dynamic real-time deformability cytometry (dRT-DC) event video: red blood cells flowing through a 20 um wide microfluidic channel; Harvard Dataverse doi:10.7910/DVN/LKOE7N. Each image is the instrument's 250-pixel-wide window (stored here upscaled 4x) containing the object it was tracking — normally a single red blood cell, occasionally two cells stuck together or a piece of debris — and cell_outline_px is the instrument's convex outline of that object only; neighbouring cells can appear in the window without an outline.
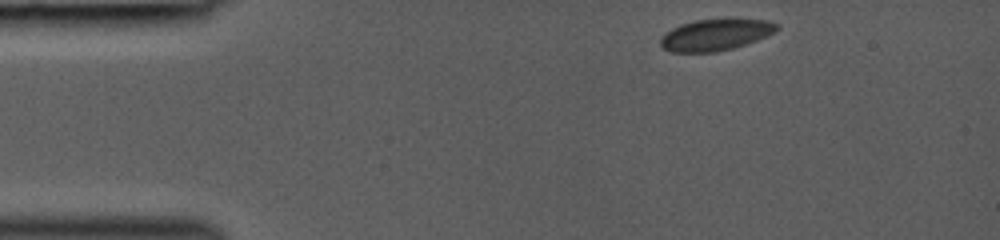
{"species": "common noctule bat (a hibernating species)", "species_latin": "Nyctalus noctula", "temperature_condition": "room temperature", "stored_images_in_passage": 34, "camera_frame_rate_fps": 3000, "um_per_image_px": 0.085, "animal": {"sex": "female", "body_mass_g": 19.0, "forearm_length_mm": 53.3}, "frame": {"image": 1, "passage_image": 1, "time_ms": 0.0, "image_size_px": [1000, 240], "cell_outline_px": [[780, 28], [756, 40], [732, 48], [716, 52], [672, 52], [664, 48], [660, 44], [660, 40], [664, 32], [680, 24], [696, 20], [724, 16], [768, 20], [780, 24]], "centroid_in_image_um": [60.83, 2.9], "position_along_channel_um": 24.2, "area_um2": 21.96}}
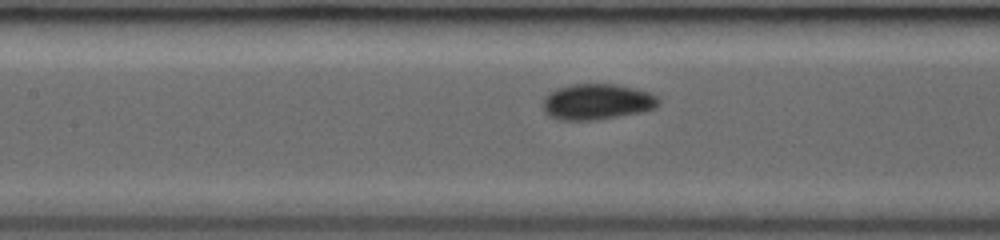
{"frame": {"image": 2, "passage_image": 15, "time_ms": 4.667, "image_size_px": [1000, 240], "cell_outline_px": [[660, 104], [656, 108], [640, 112], [620, 116], [596, 120], [556, 120], [548, 116], [544, 112], [540, 104], [544, 96], [556, 88], [572, 84], [612, 84], [632, 88], [648, 92], [656, 96], [660, 100]], "centroid_in_image_um": [50.67, 8.66], "position_along_channel_um": 156.7, "area_um2": 24.45}}
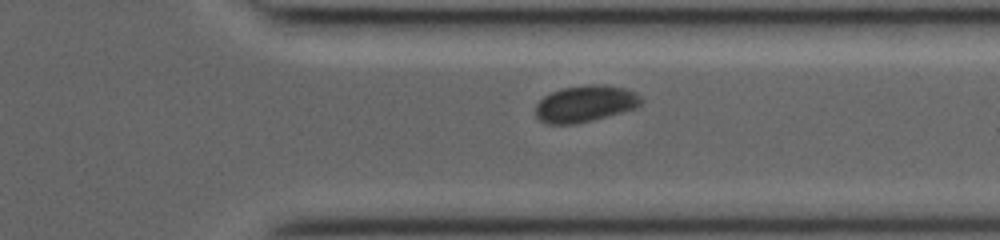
{"frame": {"image": 3, "passage_image": 29, "time_ms": 9.333, "image_size_px": [1000, 240], "cell_outline_px": [[644, 100], [636, 108], [592, 120], [576, 124], [544, 124], [536, 116], [536, 104], [544, 96], [552, 92], [564, 88], [588, 84], [604, 84], [624, 88], [636, 92]], "centroid_in_image_um": [49.75, 8.81], "position_along_channel_um": 361.6, "area_um2": 22.54}}